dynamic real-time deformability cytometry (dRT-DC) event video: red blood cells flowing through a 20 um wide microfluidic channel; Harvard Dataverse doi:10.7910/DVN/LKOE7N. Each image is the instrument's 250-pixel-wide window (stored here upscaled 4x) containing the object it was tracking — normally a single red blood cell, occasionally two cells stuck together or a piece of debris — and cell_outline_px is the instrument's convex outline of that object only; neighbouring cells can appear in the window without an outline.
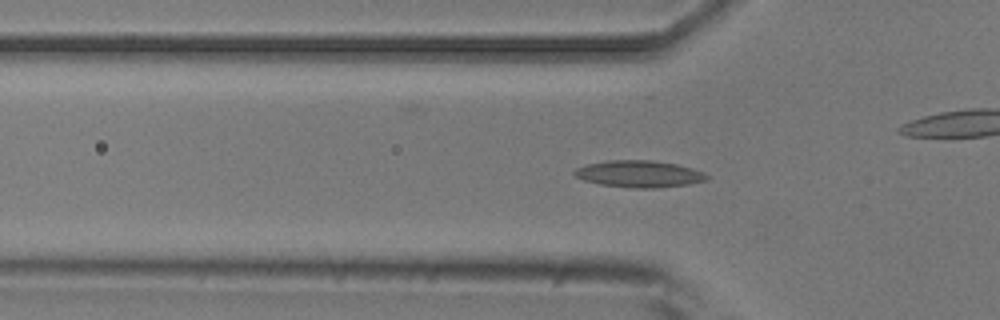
{"species": "common noctule bat (a hibernating species)", "species_latin": "Nyctalus noctula", "temperature_condition": "room temperature", "stored_images_in_passage": 18, "camera_frame_rate_fps": 3000, "um_per_image_px": 0.085, "animal": {"sex": "male", "body_mass_g": 20.5, "forearm_length_mm": 52.5}, "frame": {"image": 1, "passage_image": 15, "time_ms": 4.667, "image_size_px": [1000, 320], "cell_outline_px": [[708, 180], [688, 184], [660, 188], [636, 188], [600, 184], [584, 180], [576, 176], [572, 172], [576, 168], [588, 164], [608, 160], [652, 160], [676, 164], [692, 168], [704, 172], [708, 176]], "centroid_in_image_um": [54.35, 14.78], "position_along_channel_um": 71.5, "area_um2": 20.63}}